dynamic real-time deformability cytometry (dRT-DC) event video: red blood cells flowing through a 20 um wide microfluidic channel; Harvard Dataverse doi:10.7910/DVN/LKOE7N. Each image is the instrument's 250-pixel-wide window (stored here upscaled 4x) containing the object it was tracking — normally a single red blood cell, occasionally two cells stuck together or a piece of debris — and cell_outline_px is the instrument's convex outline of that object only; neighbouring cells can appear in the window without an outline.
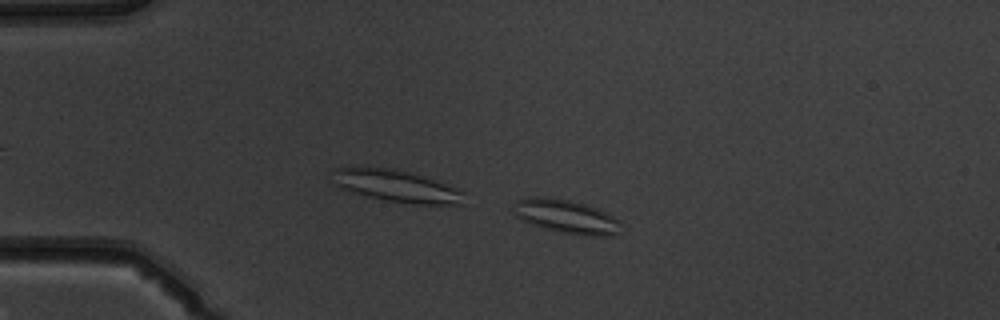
{"species": "common noctule bat (a hibernating species)", "species_latin": "Nyctalus noctula", "temperature_condition": "warm", "stored_images_in_passage": 41, "camera_frame_rate_fps": 3000, "um_per_image_px": 0.085, "animal": {"sex": "male", "body_mass_g": 19.5, "forearm_length_mm": 54.6}, "frame": {"image": 1, "passage_image": 1, "time_ms": 0.0, "image_size_px": [1000, 320], "cell_outline_px": [[620, 220], [616, 232], [612, 236], [580, 236], [560, 232], [544, 228], [532, 224], [516, 216], [512, 212], [516, 200], [528, 196], [544, 196], [568, 200], [584, 204], [596, 208]], "centroid_in_image_um": [48.07, 18.4], "position_along_channel_um": 36.9, "area_um2": 21.04}}
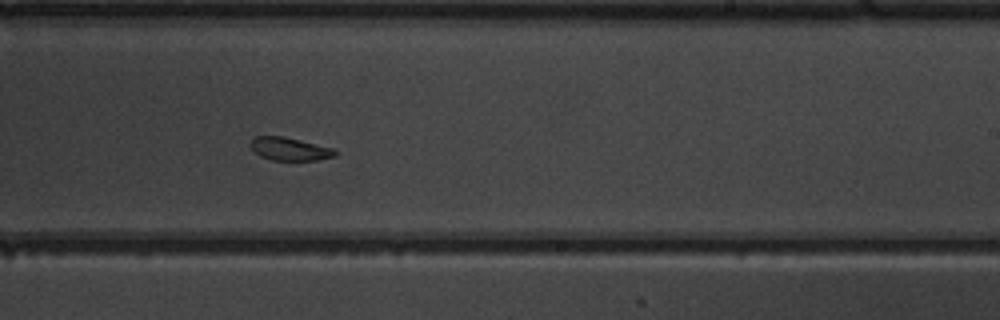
{"frame": {"image": 2, "passage_image": 22, "time_ms": 7.0, "image_size_px": [1000, 320], "cell_outline_px": [[336, 156], [316, 160], [272, 160], [260, 156], [248, 144], [256, 136], [284, 136], [332, 148], [336, 152]], "centroid_in_image_um": [24.6, 12.66], "position_along_channel_um": 264.4, "area_um2": 11.21}}
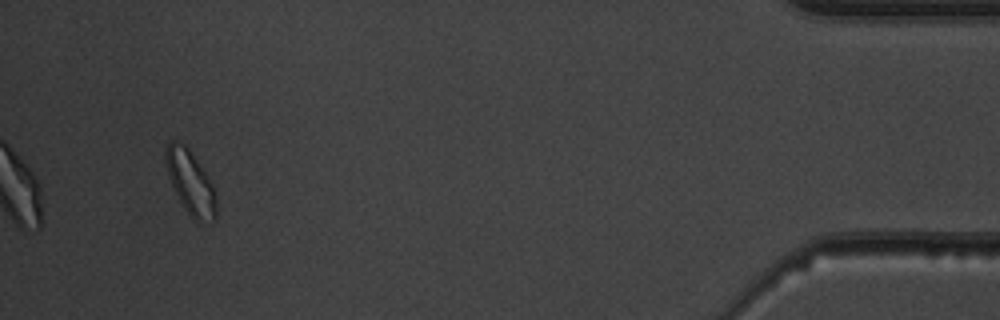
{"frame": {"image": 3, "passage_image": 39, "time_ms": 12.667, "image_size_px": [1000, 320], "cell_outline_px": [[216, 216], [212, 224], [200, 224], [184, 208], [172, 184], [164, 160], [164, 144], [168, 140], [180, 140], [188, 148], [208, 176], [212, 184], [216, 196]], "centroid_in_image_um": [16.19, 15.49], "position_along_channel_um": 419.0, "area_um2": 19.02}, "authors_computed_cell_mechanics": {"area_um2": 13.1206, "velocity_mm_per_s": 3.9009, "shape_relaxation_time_tau1_ms": 2.6859, "shape_relaxation_time_tau2_ms": 2.7645, "deformation_change_tau1": 0.0819, "deformation_change_tau2": 0.0838}}